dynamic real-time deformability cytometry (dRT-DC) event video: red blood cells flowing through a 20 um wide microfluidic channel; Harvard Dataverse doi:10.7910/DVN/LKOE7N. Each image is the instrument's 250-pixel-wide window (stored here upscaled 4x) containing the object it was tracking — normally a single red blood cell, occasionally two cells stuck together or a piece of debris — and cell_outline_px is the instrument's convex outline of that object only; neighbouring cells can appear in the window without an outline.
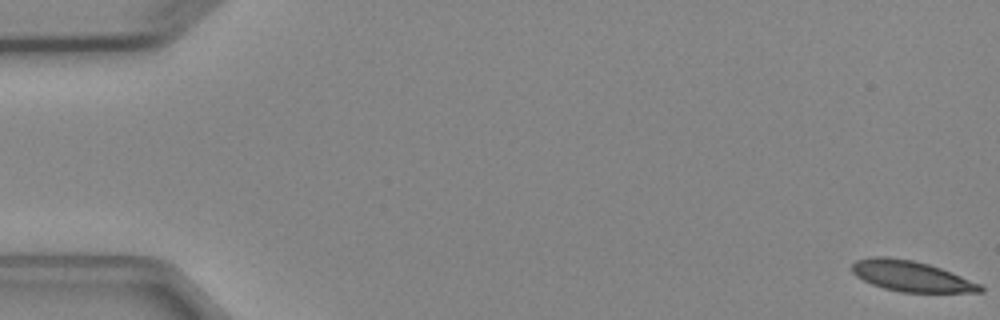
{"species": "Egyptian fruit bat (a non-hibernating species)", "species_latin": "Rousettus aegyptiacus", "temperature_condition": "cold", "stored_images_in_passage": 6, "camera_frame_rate_fps": 3000, "um_per_image_px": 0.085, "animal": {"sex": "female"}, "frame": {"image": 1, "passage_image": 1, "time_ms": 0.0, "image_size_px": [1000, 320], "cell_outline_px": [[984, 292], [900, 292], [884, 288], [872, 284], [856, 276], [852, 272], [852, 264], [856, 260], [872, 256], [884, 256], [912, 260], [928, 264], [940, 268], [980, 284], [984, 288]], "centroid_in_image_um": [77.42, 23.47], "position_along_channel_um": 7.6, "area_um2": 22.66}}
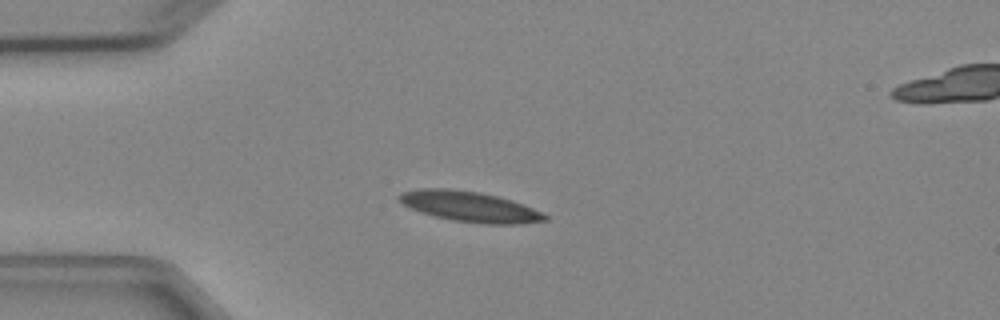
{"frame": {"image": 2, "passage_image": 5, "time_ms": 4.333, "image_size_px": [1000, 320], "cell_outline_px": [[548, 220], [520, 224], [484, 224], [452, 220], [420, 212], [404, 204], [396, 196], [400, 192], [420, 188], [448, 188], [480, 192], [512, 200], [524, 204], [548, 216]], "centroid_in_image_um": [39.92, 17.55], "position_along_channel_um": 45.1, "area_um2": 25.78}}